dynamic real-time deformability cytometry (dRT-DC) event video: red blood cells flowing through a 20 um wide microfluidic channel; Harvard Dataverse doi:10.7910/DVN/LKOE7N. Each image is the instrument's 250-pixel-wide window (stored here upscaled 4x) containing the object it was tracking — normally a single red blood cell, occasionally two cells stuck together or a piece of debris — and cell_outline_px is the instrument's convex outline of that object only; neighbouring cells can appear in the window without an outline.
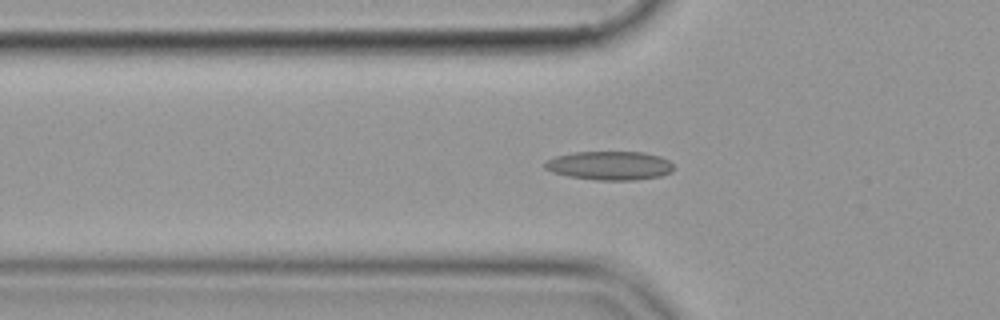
{"species": "common noctule bat (a hibernating species)", "species_latin": "Nyctalus noctula", "temperature_condition": "cold", "stored_images_in_passage": 35, "camera_frame_rate_fps": 3000, "um_per_image_px": 0.085, "animal": {"sex": "female", "body_mass_g": 19.9}, "frame": {"image": 1, "passage_image": 3, "time_ms": 0.667, "image_size_px": [1000, 320], "cell_outline_px": [[676, 168], [672, 172], [660, 176], [636, 180], [596, 180], [568, 176], [552, 172], [544, 168], [544, 164], [548, 160], [556, 156], [572, 152], [644, 152], [660, 156], [668, 160]], "centroid_in_image_um": [51.85, 14.07], "position_along_channel_um": 74.0, "area_um2": 21.73}}
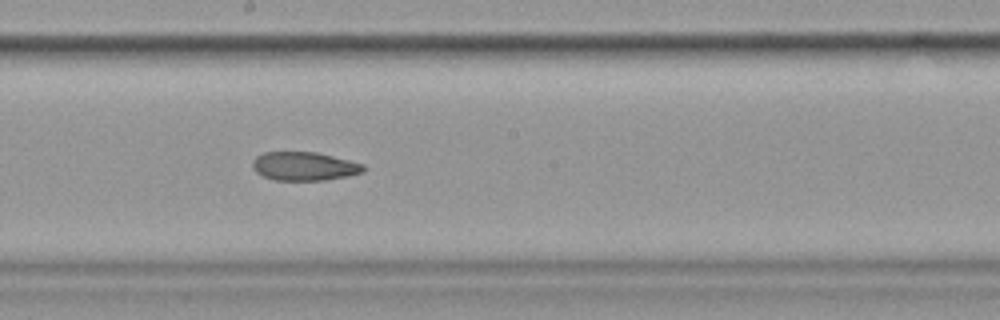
{"frame": {"image": 2, "passage_image": 15, "time_ms": 4.667, "image_size_px": [1000, 320], "cell_outline_px": [[364, 172], [348, 176], [324, 180], [272, 180], [256, 172], [252, 168], [252, 160], [256, 156], [264, 152], [316, 152], [364, 164]], "centroid_in_image_um": [25.83, 14.13], "position_along_channel_um": 222.4, "area_um2": 18.5}}
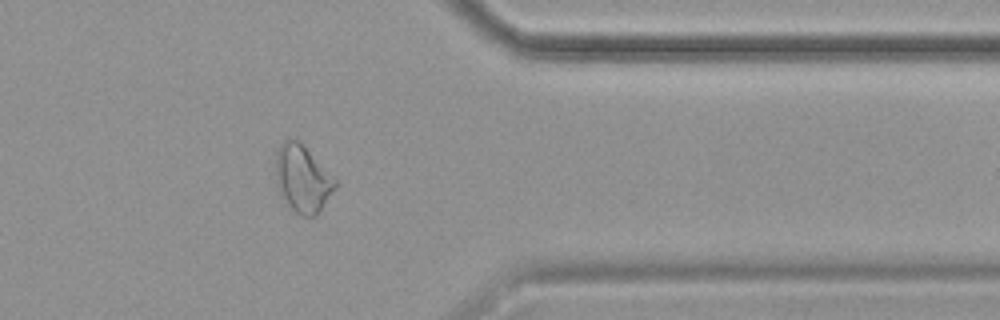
{"frame": {"image": 3, "passage_image": 29, "time_ms": 9.333, "image_size_px": [1000, 320], "cell_outline_px": [[336, 188], [320, 212], [316, 216], [300, 216], [288, 204], [276, 184], [276, 152], [280, 144], [288, 136], [292, 136], [336, 180]], "centroid_in_image_um": [25.7, 15.21], "position_along_channel_um": 385.7, "area_um2": 22.77}}